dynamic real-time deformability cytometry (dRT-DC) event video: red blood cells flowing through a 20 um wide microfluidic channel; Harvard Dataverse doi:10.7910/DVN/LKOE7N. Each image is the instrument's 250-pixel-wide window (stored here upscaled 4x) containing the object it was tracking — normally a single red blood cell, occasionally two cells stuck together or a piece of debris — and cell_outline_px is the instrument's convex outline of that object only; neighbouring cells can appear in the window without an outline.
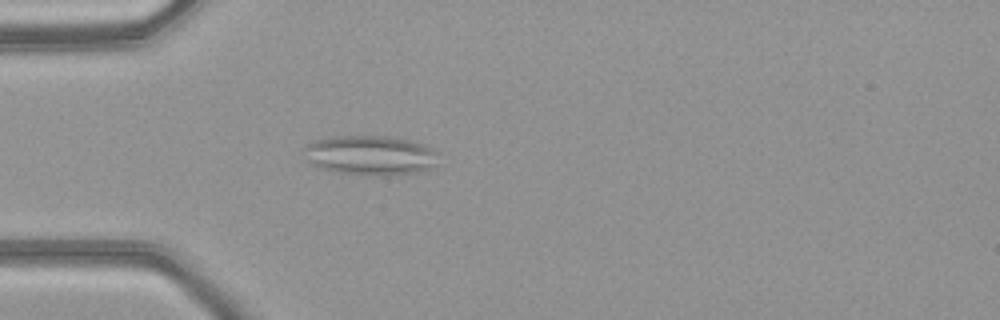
{"species": "common noctule bat (a hibernating species)", "species_latin": "Nyctalus noctula", "temperature_condition": "warm", "stored_images_in_passage": 50, "segment_of_instrument_passage": [1, 2], "camera_frame_rate_fps": 3000, "um_per_image_px": 0.085, "animal": {"sex": "female", "body_mass_g": 21.9}, "frame": {"image": 1, "passage_image": 15, "time_ms": 4.667, "image_size_px": [1000, 320], "cell_outline_px": [[444, 164], [416, 172], [384, 176], [368, 176], [340, 172], [320, 168], [312, 164], [308, 160], [304, 148], [304, 144], [316, 140], [332, 136], [396, 136], [424, 144], [440, 152]], "centroid_in_image_um": [31.61, 13.2], "position_along_channel_um": 53.4, "area_um2": 31.91}}